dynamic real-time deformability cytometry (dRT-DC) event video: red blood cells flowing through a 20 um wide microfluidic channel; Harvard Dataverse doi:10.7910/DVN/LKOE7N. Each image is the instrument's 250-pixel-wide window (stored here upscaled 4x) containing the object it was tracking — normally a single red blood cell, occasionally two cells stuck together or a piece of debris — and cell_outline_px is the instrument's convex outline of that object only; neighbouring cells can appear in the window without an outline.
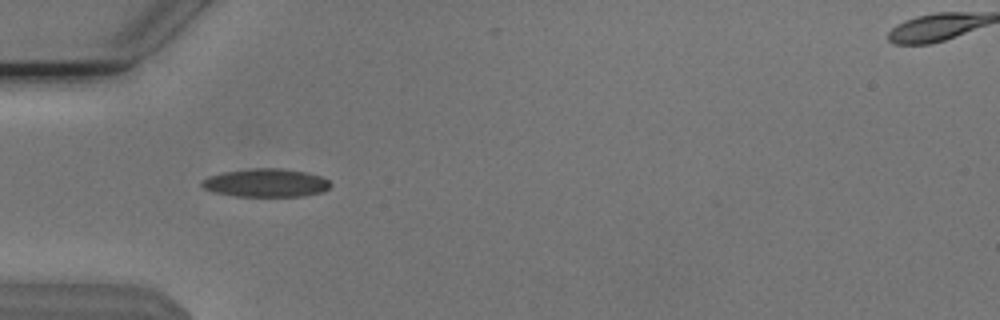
{"species": "Egyptian fruit bat (a non-hibernating species)", "species_latin": "Rousettus aegyptiacus", "temperature_condition": "cold", "stored_images_in_passage": 45, "camera_frame_rate_fps": 3000, "um_per_image_px": 0.085, "animal": {"sex": "male"}, "frame": {"image": 1, "passage_image": 8, "time_ms": 2.333, "image_size_px": [1000, 320], "cell_outline_px": [[332, 184], [324, 192], [304, 196], [232, 196], [216, 192], [204, 188], [200, 184], [200, 180], [208, 176], [224, 172], [248, 168], [280, 168], [304, 172], [320, 176], [328, 180]], "centroid_in_image_um": [22.59, 15.54], "position_along_channel_um": 62.4, "area_um2": 21.27}}
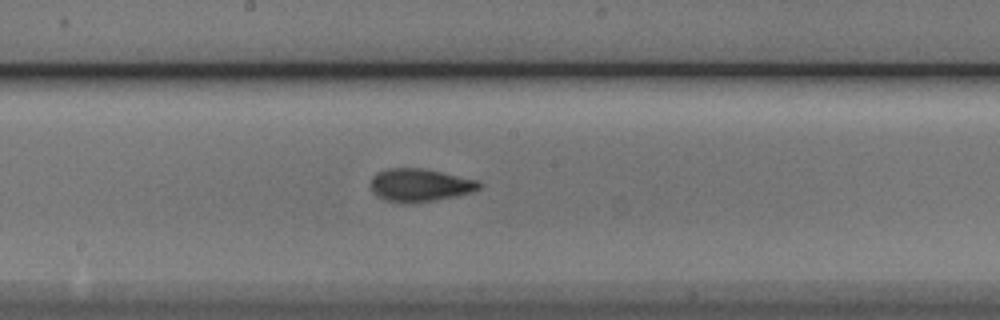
{"frame": {"image": 2, "passage_image": 20, "time_ms": 6.333, "image_size_px": [1000, 320], "cell_outline_px": [[484, 184], [480, 188], [472, 192], [456, 196], [412, 204], [400, 204], [384, 200], [376, 196], [372, 192], [372, 176], [376, 172], [388, 168], [424, 168], [480, 180]], "centroid_in_image_um": [35.7, 15.74], "position_along_channel_um": 212.5, "area_um2": 21.33}}
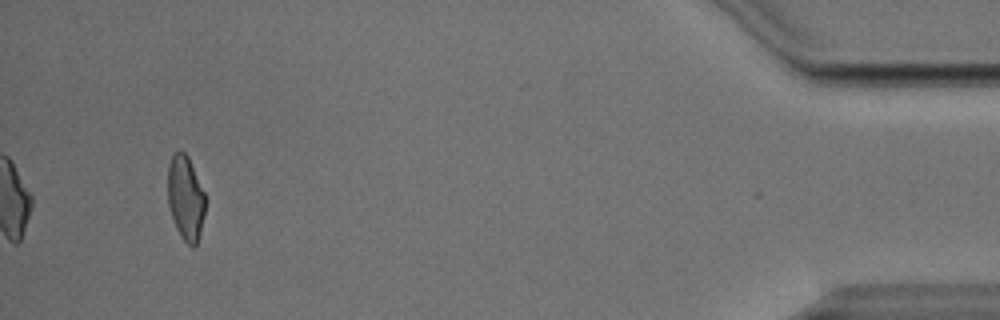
{"frame": {"image": 3, "passage_image": 42, "time_ms": 13.667, "image_size_px": [1000, 320], "cell_outline_px": [[204, 212], [200, 232], [196, 244], [192, 248], [180, 236], [176, 228], [168, 204], [168, 164], [172, 156], [176, 152], [184, 152], [188, 156], [204, 192]], "centroid_in_image_um": [15.76, 16.83], "position_along_channel_um": 419.4, "area_um2": 18.15}, "authors_computed_cell_mechanics": {"area_um2": 19.8254, "velocity_mm_per_s": 3.8063, "shape_relaxation_time_tau1_ms": 3.7144, "shape_relaxation_time_tau2_ms": 1.4675, "deformation_change_tau1": 0.1363, "deformation_change_tau2": 0.0743}}